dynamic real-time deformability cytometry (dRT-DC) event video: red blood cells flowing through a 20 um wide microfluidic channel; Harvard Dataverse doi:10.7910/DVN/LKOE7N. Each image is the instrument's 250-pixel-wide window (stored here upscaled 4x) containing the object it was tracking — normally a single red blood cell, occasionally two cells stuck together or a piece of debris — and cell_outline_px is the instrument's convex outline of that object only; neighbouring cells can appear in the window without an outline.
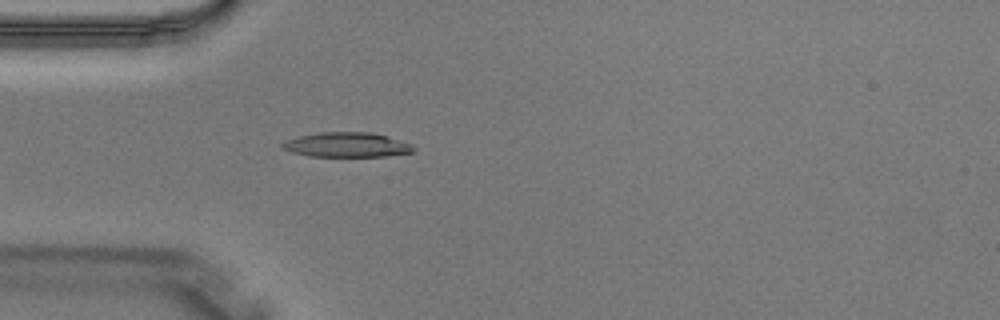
{"species": "Egyptian fruit bat (a non-hibernating species)", "species_latin": "Rousettus aegyptiacus", "temperature_condition": "warm", "stored_images_in_passage": 3, "camera_frame_rate_fps": 3000, "um_per_image_px": 0.085, "animal": {"sex": "male"}, "frame": {"image": 1, "passage_image": 3, "time_ms": 0.667, "image_size_px": [1000, 320], "cell_outline_px": [[416, 148], [412, 152], [384, 156], [312, 156], [292, 152], [280, 148], [280, 144], [284, 140], [300, 136], [320, 132], [372, 132], [412, 144]], "centroid_in_image_um": [29.44, 12.3], "position_along_channel_um": 55.6, "area_um2": 18.79}}